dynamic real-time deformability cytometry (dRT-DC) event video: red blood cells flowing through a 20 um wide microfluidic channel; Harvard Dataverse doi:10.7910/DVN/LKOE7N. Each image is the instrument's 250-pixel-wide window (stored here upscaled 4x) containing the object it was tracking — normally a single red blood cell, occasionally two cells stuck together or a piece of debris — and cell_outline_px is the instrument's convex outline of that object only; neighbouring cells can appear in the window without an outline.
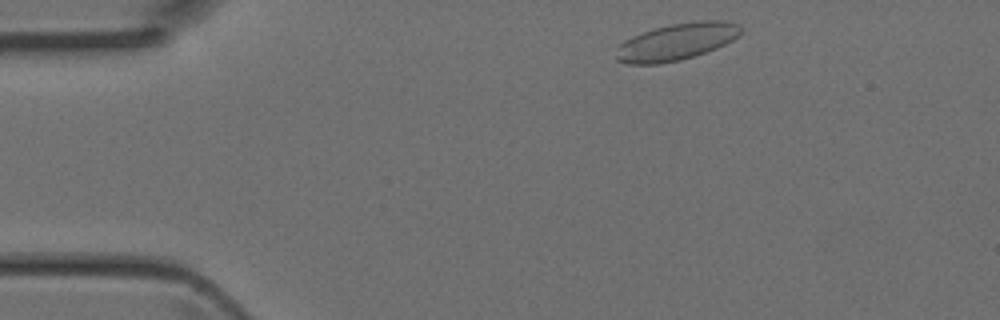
{"species": "Egyptian fruit bat (a non-hibernating species)", "species_latin": "Rousettus aegyptiacus", "temperature_condition": "room temperature", "stored_images_in_passage": 3, "camera_frame_rate_fps": 3000, "um_per_image_px": 0.085, "animal": {"sex": "female"}, "frame": {"image": 1, "passage_image": 1, "time_ms": 0.0, "image_size_px": [1000, 320], "cell_outline_px": [[744, 28], [740, 36], [716, 48], [680, 60], [656, 64], [628, 64], [616, 60], [616, 56], [620, 44], [624, 40], [632, 36], [656, 28], [672, 24], [700, 20], [720, 20], [740, 24]], "centroid_in_image_um": [57.54, 3.54], "position_along_channel_um": 27.5, "area_um2": 26.65}}
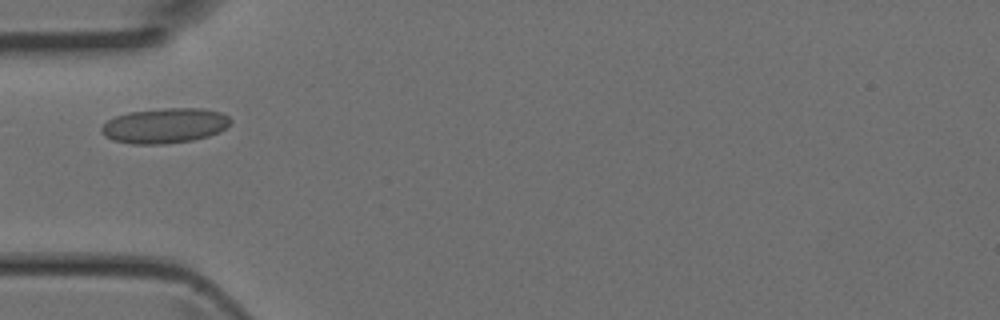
{"frame": {"image": 2, "passage_image": 3, "time_ms": 0.667, "image_size_px": [1000, 320], "cell_outline_px": [[232, 120], [220, 132], [208, 136], [192, 140], [164, 144], [132, 144], [112, 140], [104, 136], [100, 132], [100, 128], [108, 120], [116, 116], [128, 112], [164, 108], [204, 108], [220, 112], [228, 116]], "centroid_in_image_um": [13.98, 10.68], "position_along_channel_um": 71.0, "area_um2": 26.47}}